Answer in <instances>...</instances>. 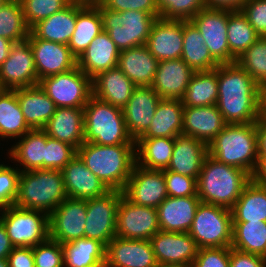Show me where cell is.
<instances>
[{"label": "cell", "instance_id": "cell-1", "mask_svg": "<svg viewBox=\"0 0 266 267\" xmlns=\"http://www.w3.org/2000/svg\"><path fill=\"white\" fill-rule=\"evenodd\" d=\"M216 106L227 124H249L261 116V86L236 62L217 67Z\"/></svg>", "mask_w": 266, "mask_h": 267}, {"label": "cell", "instance_id": "cell-2", "mask_svg": "<svg viewBox=\"0 0 266 267\" xmlns=\"http://www.w3.org/2000/svg\"><path fill=\"white\" fill-rule=\"evenodd\" d=\"M77 155L109 190L123 191L136 164V144L84 142L77 149Z\"/></svg>", "mask_w": 266, "mask_h": 267}, {"label": "cell", "instance_id": "cell-3", "mask_svg": "<svg viewBox=\"0 0 266 267\" xmlns=\"http://www.w3.org/2000/svg\"><path fill=\"white\" fill-rule=\"evenodd\" d=\"M251 176L244 170L207 155L197 179V195L202 203L232 209Z\"/></svg>", "mask_w": 266, "mask_h": 267}, {"label": "cell", "instance_id": "cell-4", "mask_svg": "<svg viewBox=\"0 0 266 267\" xmlns=\"http://www.w3.org/2000/svg\"><path fill=\"white\" fill-rule=\"evenodd\" d=\"M208 154L219 162L246 171L251 176L258 159L256 122L227 124L208 144Z\"/></svg>", "mask_w": 266, "mask_h": 267}, {"label": "cell", "instance_id": "cell-5", "mask_svg": "<svg viewBox=\"0 0 266 267\" xmlns=\"http://www.w3.org/2000/svg\"><path fill=\"white\" fill-rule=\"evenodd\" d=\"M67 197L61 170L21 171L14 206L49 215Z\"/></svg>", "mask_w": 266, "mask_h": 267}, {"label": "cell", "instance_id": "cell-6", "mask_svg": "<svg viewBox=\"0 0 266 267\" xmlns=\"http://www.w3.org/2000/svg\"><path fill=\"white\" fill-rule=\"evenodd\" d=\"M84 141L98 145L136 144L126 129L122 108L93 95L84 106Z\"/></svg>", "mask_w": 266, "mask_h": 267}, {"label": "cell", "instance_id": "cell-7", "mask_svg": "<svg viewBox=\"0 0 266 267\" xmlns=\"http://www.w3.org/2000/svg\"><path fill=\"white\" fill-rule=\"evenodd\" d=\"M94 5L100 10L103 31L109 34L120 51L146 44L152 24L157 19L154 15L138 10H109L100 2Z\"/></svg>", "mask_w": 266, "mask_h": 267}, {"label": "cell", "instance_id": "cell-8", "mask_svg": "<svg viewBox=\"0 0 266 267\" xmlns=\"http://www.w3.org/2000/svg\"><path fill=\"white\" fill-rule=\"evenodd\" d=\"M232 228L230 209L201 202L188 233L198 248L231 247Z\"/></svg>", "mask_w": 266, "mask_h": 267}, {"label": "cell", "instance_id": "cell-9", "mask_svg": "<svg viewBox=\"0 0 266 267\" xmlns=\"http://www.w3.org/2000/svg\"><path fill=\"white\" fill-rule=\"evenodd\" d=\"M0 212V222L14 247H35L50 237L48 214L14 205Z\"/></svg>", "mask_w": 266, "mask_h": 267}, {"label": "cell", "instance_id": "cell-10", "mask_svg": "<svg viewBox=\"0 0 266 267\" xmlns=\"http://www.w3.org/2000/svg\"><path fill=\"white\" fill-rule=\"evenodd\" d=\"M38 85L56 107H84L92 96V79L77 66L69 71L45 77Z\"/></svg>", "mask_w": 266, "mask_h": 267}, {"label": "cell", "instance_id": "cell-11", "mask_svg": "<svg viewBox=\"0 0 266 267\" xmlns=\"http://www.w3.org/2000/svg\"><path fill=\"white\" fill-rule=\"evenodd\" d=\"M121 197L122 191L109 190L102 196L86 199L84 237L108 245L116 236L117 209Z\"/></svg>", "mask_w": 266, "mask_h": 267}, {"label": "cell", "instance_id": "cell-12", "mask_svg": "<svg viewBox=\"0 0 266 267\" xmlns=\"http://www.w3.org/2000/svg\"><path fill=\"white\" fill-rule=\"evenodd\" d=\"M190 21L197 27L204 38V44L220 64L236 62L228 44V9L206 7Z\"/></svg>", "mask_w": 266, "mask_h": 267}, {"label": "cell", "instance_id": "cell-13", "mask_svg": "<svg viewBox=\"0 0 266 267\" xmlns=\"http://www.w3.org/2000/svg\"><path fill=\"white\" fill-rule=\"evenodd\" d=\"M159 230L157 208L134 204L122 193L117 209L116 236L150 240Z\"/></svg>", "mask_w": 266, "mask_h": 267}, {"label": "cell", "instance_id": "cell-14", "mask_svg": "<svg viewBox=\"0 0 266 267\" xmlns=\"http://www.w3.org/2000/svg\"><path fill=\"white\" fill-rule=\"evenodd\" d=\"M38 83L35 61L29 39L14 42L8 58L0 66L1 88L14 90L36 86Z\"/></svg>", "mask_w": 266, "mask_h": 267}, {"label": "cell", "instance_id": "cell-15", "mask_svg": "<svg viewBox=\"0 0 266 267\" xmlns=\"http://www.w3.org/2000/svg\"><path fill=\"white\" fill-rule=\"evenodd\" d=\"M150 242L159 266H191L199 249L188 232L159 230Z\"/></svg>", "mask_w": 266, "mask_h": 267}, {"label": "cell", "instance_id": "cell-16", "mask_svg": "<svg viewBox=\"0 0 266 267\" xmlns=\"http://www.w3.org/2000/svg\"><path fill=\"white\" fill-rule=\"evenodd\" d=\"M122 193L134 204L157 208L168 197L164 170H149L135 164Z\"/></svg>", "mask_w": 266, "mask_h": 267}, {"label": "cell", "instance_id": "cell-17", "mask_svg": "<svg viewBox=\"0 0 266 267\" xmlns=\"http://www.w3.org/2000/svg\"><path fill=\"white\" fill-rule=\"evenodd\" d=\"M86 199L67 197L49 214V236L63 244L84 237Z\"/></svg>", "mask_w": 266, "mask_h": 267}, {"label": "cell", "instance_id": "cell-18", "mask_svg": "<svg viewBox=\"0 0 266 267\" xmlns=\"http://www.w3.org/2000/svg\"><path fill=\"white\" fill-rule=\"evenodd\" d=\"M33 52L38 81L77 66V58L68 45L38 39L31 31L28 35Z\"/></svg>", "mask_w": 266, "mask_h": 267}, {"label": "cell", "instance_id": "cell-19", "mask_svg": "<svg viewBox=\"0 0 266 267\" xmlns=\"http://www.w3.org/2000/svg\"><path fill=\"white\" fill-rule=\"evenodd\" d=\"M104 267H159L150 240L115 236L106 246Z\"/></svg>", "mask_w": 266, "mask_h": 267}, {"label": "cell", "instance_id": "cell-20", "mask_svg": "<svg viewBox=\"0 0 266 267\" xmlns=\"http://www.w3.org/2000/svg\"><path fill=\"white\" fill-rule=\"evenodd\" d=\"M161 99L151 86L137 87L122 108L126 129L135 142L149 128Z\"/></svg>", "mask_w": 266, "mask_h": 267}, {"label": "cell", "instance_id": "cell-21", "mask_svg": "<svg viewBox=\"0 0 266 267\" xmlns=\"http://www.w3.org/2000/svg\"><path fill=\"white\" fill-rule=\"evenodd\" d=\"M183 34L184 20L157 18L145 45L158 61L179 59L184 45Z\"/></svg>", "mask_w": 266, "mask_h": 267}, {"label": "cell", "instance_id": "cell-22", "mask_svg": "<svg viewBox=\"0 0 266 267\" xmlns=\"http://www.w3.org/2000/svg\"><path fill=\"white\" fill-rule=\"evenodd\" d=\"M207 155L208 145L204 142L187 134H178L174 137L172 157L165 170L198 179Z\"/></svg>", "mask_w": 266, "mask_h": 267}, {"label": "cell", "instance_id": "cell-23", "mask_svg": "<svg viewBox=\"0 0 266 267\" xmlns=\"http://www.w3.org/2000/svg\"><path fill=\"white\" fill-rule=\"evenodd\" d=\"M194 73L181 58L161 60L151 87L162 99L181 100Z\"/></svg>", "mask_w": 266, "mask_h": 267}, {"label": "cell", "instance_id": "cell-24", "mask_svg": "<svg viewBox=\"0 0 266 267\" xmlns=\"http://www.w3.org/2000/svg\"><path fill=\"white\" fill-rule=\"evenodd\" d=\"M61 172L65 191L69 198L90 199L102 196L109 191L107 186L86 167L77 154Z\"/></svg>", "mask_w": 266, "mask_h": 267}, {"label": "cell", "instance_id": "cell-25", "mask_svg": "<svg viewBox=\"0 0 266 267\" xmlns=\"http://www.w3.org/2000/svg\"><path fill=\"white\" fill-rule=\"evenodd\" d=\"M87 5L80 0H72L65 8L39 21L30 31L42 40L68 45L75 30L77 14Z\"/></svg>", "mask_w": 266, "mask_h": 267}, {"label": "cell", "instance_id": "cell-26", "mask_svg": "<svg viewBox=\"0 0 266 267\" xmlns=\"http://www.w3.org/2000/svg\"><path fill=\"white\" fill-rule=\"evenodd\" d=\"M198 195L167 197L157 207L160 230L167 232H189L198 205Z\"/></svg>", "mask_w": 266, "mask_h": 267}, {"label": "cell", "instance_id": "cell-27", "mask_svg": "<svg viewBox=\"0 0 266 267\" xmlns=\"http://www.w3.org/2000/svg\"><path fill=\"white\" fill-rule=\"evenodd\" d=\"M42 130L51 138L73 146L84 141V107H59Z\"/></svg>", "mask_w": 266, "mask_h": 267}, {"label": "cell", "instance_id": "cell-28", "mask_svg": "<svg viewBox=\"0 0 266 267\" xmlns=\"http://www.w3.org/2000/svg\"><path fill=\"white\" fill-rule=\"evenodd\" d=\"M227 123L216 105L202 107L184 106L182 133L208 145Z\"/></svg>", "mask_w": 266, "mask_h": 267}, {"label": "cell", "instance_id": "cell-29", "mask_svg": "<svg viewBox=\"0 0 266 267\" xmlns=\"http://www.w3.org/2000/svg\"><path fill=\"white\" fill-rule=\"evenodd\" d=\"M119 55L120 50L109 34L102 31L77 59V67L92 79L102 71L117 67Z\"/></svg>", "mask_w": 266, "mask_h": 267}, {"label": "cell", "instance_id": "cell-30", "mask_svg": "<svg viewBox=\"0 0 266 267\" xmlns=\"http://www.w3.org/2000/svg\"><path fill=\"white\" fill-rule=\"evenodd\" d=\"M136 88L118 66L92 78V95L119 108L127 104Z\"/></svg>", "mask_w": 266, "mask_h": 267}, {"label": "cell", "instance_id": "cell-31", "mask_svg": "<svg viewBox=\"0 0 266 267\" xmlns=\"http://www.w3.org/2000/svg\"><path fill=\"white\" fill-rule=\"evenodd\" d=\"M159 61L146 45L120 51L118 67L137 86H151Z\"/></svg>", "mask_w": 266, "mask_h": 267}, {"label": "cell", "instance_id": "cell-32", "mask_svg": "<svg viewBox=\"0 0 266 267\" xmlns=\"http://www.w3.org/2000/svg\"><path fill=\"white\" fill-rule=\"evenodd\" d=\"M16 95L25 122L31 129H42L56 111V105L39 85L17 88Z\"/></svg>", "mask_w": 266, "mask_h": 267}, {"label": "cell", "instance_id": "cell-33", "mask_svg": "<svg viewBox=\"0 0 266 267\" xmlns=\"http://www.w3.org/2000/svg\"><path fill=\"white\" fill-rule=\"evenodd\" d=\"M8 150L9 159L20 163V171L45 169L46 133L42 129H31L19 138ZM17 161V162H16Z\"/></svg>", "mask_w": 266, "mask_h": 267}, {"label": "cell", "instance_id": "cell-34", "mask_svg": "<svg viewBox=\"0 0 266 267\" xmlns=\"http://www.w3.org/2000/svg\"><path fill=\"white\" fill-rule=\"evenodd\" d=\"M184 105L179 99H161L151 124L140 138L170 137L182 133Z\"/></svg>", "mask_w": 266, "mask_h": 267}, {"label": "cell", "instance_id": "cell-35", "mask_svg": "<svg viewBox=\"0 0 266 267\" xmlns=\"http://www.w3.org/2000/svg\"><path fill=\"white\" fill-rule=\"evenodd\" d=\"M64 267H104L106 246L98 240L79 238L63 243Z\"/></svg>", "mask_w": 266, "mask_h": 267}, {"label": "cell", "instance_id": "cell-36", "mask_svg": "<svg viewBox=\"0 0 266 267\" xmlns=\"http://www.w3.org/2000/svg\"><path fill=\"white\" fill-rule=\"evenodd\" d=\"M183 51L181 59L194 71H209L220 65L204 44V38L197 27L184 20Z\"/></svg>", "mask_w": 266, "mask_h": 267}, {"label": "cell", "instance_id": "cell-37", "mask_svg": "<svg viewBox=\"0 0 266 267\" xmlns=\"http://www.w3.org/2000/svg\"><path fill=\"white\" fill-rule=\"evenodd\" d=\"M231 211L233 222L266 221V185L250 180Z\"/></svg>", "mask_w": 266, "mask_h": 267}, {"label": "cell", "instance_id": "cell-38", "mask_svg": "<svg viewBox=\"0 0 266 267\" xmlns=\"http://www.w3.org/2000/svg\"><path fill=\"white\" fill-rule=\"evenodd\" d=\"M174 149V138H139L136 141V164L149 170L168 168Z\"/></svg>", "mask_w": 266, "mask_h": 267}, {"label": "cell", "instance_id": "cell-39", "mask_svg": "<svg viewBox=\"0 0 266 267\" xmlns=\"http://www.w3.org/2000/svg\"><path fill=\"white\" fill-rule=\"evenodd\" d=\"M102 31L100 10L94 4H87L77 14L75 30L68 43L72 54L78 59Z\"/></svg>", "mask_w": 266, "mask_h": 267}, {"label": "cell", "instance_id": "cell-40", "mask_svg": "<svg viewBox=\"0 0 266 267\" xmlns=\"http://www.w3.org/2000/svg\"><path fill=\"white\" fill-rule=\"evenodd\" d=\"M30 130L22 114L16 89H2L0 91V138L16 140Z\"/></svg>", "mask_w": 266, "mask_h": 267}, {"label": "cell", "instance_id": "cell-41", "mask_svg": "<svg viewBox=\"0 0 266 267\" xmlns=\"http://www.w3.org/2000/svg\"><path fill=\"white\" fill-rule=\"evenodd\" d=\"M218 100L217 67L209 71H195L181 101L184 106L216 105Z\"/></svg>", "mask_w": 266, "mask_h": 267}, {"label": "cell", "instance_id": "cell-42", "mask_svg": "<svg viewBox=\"0 0 266 267\" xmlns=\"http://www.w3.org/2000/svg\"><path fill=\"white\" fill-rule=\"evenodd\" d=\"M231 247L263 256L266 252V221L233 222Z\"/></svg>", "mask_w": 266, "mask_h": 267}, {"label": "cell", "instance_id": "cell-43", "mask_svg": "<svg viewBox=\"0 0 266 267\" xmlns=\"http://www.w3.org/2000/svg\"><path fill=\"white\" fill-rule=\"evenodd\" d=\"M227 35L230 54L235 59L260 38L240 9H228Z\"/></svg>", "mask_w": 266, "mask_h": 267}, {"label": "cell", "instance_id": "cell-44", "mask_svg": "<svg viewBox=\"0 0 266 267\" xmlns=\"http://www.w3.org/2000/svg\"><path fill=\"white\" fill-rule=\"evenodd\" d=\"M28 27L19 0H8L0 8V37L12 42H19L28 38Z\"/></svg>", "mask_w": 266, "mask_h": 267}, {"label": "cell", "instance_id": "cell-45", "mask_svg": "<svg viewBox=\"0 0 266 267\" xmlns=\"http://www.w3.org/2000/svg\"><path fill=\"white\" fill-rule=\"evenodd\" d=\"M236 63L262 86L266 82V37H260L236 59Z\"/></svg>", "mask_w": 266, "mask_h": 267}, {"label": "cell", "instance_id": "cell-46", "mask_svg": "<svg viewBox=\"0 0 266 267\" xmlns=\"http://www.w3.org/2000/svg\"><path fill=\"white\" fill-rule=\"evenodd\" d=\"M160 18L166 20H191L207 7L206 0H156Z\"/></svg>", "mask_w": 266, "mask_h": 267}, {"label": "cell", "instance_id": "cell-47", "mask_svg": "<svg viewBox=\"0 0 266 267\" xmlns=\"http://www.w3.org/2000/svg\"><path fill=\"white\" fill-rule=\"evenodd\" d=\"M25 21L31 29L39 21L65 8L72 0H19Z\"/></svg>", "mask_w": 266, "mask_h": 267}, {"label": "cell", "instance_id": "cell-48", "mask_svg": "<svg viewBox=\"0 0 266 267\" xmlns=\"http://www.w3.org/2000/svg\"><path fill=\"white\" fill-rule=\"evenodd\" d=\"M77 154V150L46 134L45 169L62 170Z\"/></svg>", "mask_w": 266, "mask_h": 267}, {"label": "cell", "instance_id": "cell-49", "mask_svg": "<svg viewBox=\"0 0 266 267\" xmlns=\"http://www.w3.org/2000/svg\"><path fill=\"white\" fill-rule=\"evenodd\" d=\"M35 267H64L62 244L50 237L33 247Z\"/></svg>", "mask_w": 266, "mask_h": 267}, {"label": "cell", "instance_id": "cell-50", "mask_svg": "<svg viewBox=\"0 0 266 267\" xmlns=\"http://www.w3.org/2000/svg\"><path fill=\"white\" fill-rule=\"evenodd\" d=\"M20 173L18 167L0 164V210L14 205Z\"/></svg>", "mask_w": 266, "mask_h": 267}, {"label": "cell", "instance_id": "cell-51", "mask_svg": "<svg viewBox=\"0 0 266 267\" xmlns=\"http://www.w3.org/2000/svg\"><path fill=\"white\" fill-rule=\"evenodd\" d=\"M169 197H188L197 195V179L173 171L164 170Z\"/></svg>", "mask_w": 266, "mask_h": 267}, {"label": "cell", "instance_id": "cell-52", "mask_svg": "<svg viewBox=\"0 0 266 267\" xmlns=\"http://www.w3.org/2000/svg\"><path fill=\"white\" fill-rule=\"evenodd\" d=\"M230 247L199 248L191 267H230Z\"/></svg>", "mask_w": 266, "mask_h": 267}, {"label": "cell", "instance_id": "cell-53", "mask_svg": "<svg viewBox=\"0 0 266 267\" xmlns=\"http://www.w3.org/2000/svg\"><path fill=\"white\" fill-rule=\"evenodd\" d=\"M240 10L260 37H266V0H244Z\"/></svg>", "mask_w": 266, "mask_h": 267}, {"label": "cell", "instance_id": "cell-54", "mask_svg": "<svg viewBox=\"0 0 266 267\" xmlns=\"http://www.w3.org/2000/svg\"><path fill=\"white\" fill-rule=\"evenodd\" d=\"M100 3L109 10L119 12L126 10L145 11L156 18H160L156 0H101Z\"/></svg>", "mask_w": 266, "mask_h": 267}, {"label": "cell", "instance_id": "cell-55", "mask_svg": "<svg viewBox=\"0 0 266 267\" xmlns=\"http://www.w3.org/2000/svg\"><path fill=\"white\" fill-rule=\"evenodd\" d=\"M230 267H266L263 256L230 247Z\"/></svg>", "mask_w": 266, "mask_h": 267}, {"label": "cell", "instance_id": "cell-56", "mask_svg": "<svg viewBox=\"0 0 266 267\" xmlns=\"http://www.w3.org/2000/svg\"><path fill=\"white\" fill-rule=\"evenodd\" d=\"M9 267H35L33 247H14L7 256Z\"/></svg>", "mask_w": 266, "mask_h": 267}, {"label": "cell", "instance_id": "cell-57", "mask_svg": "<svg viewBox=\"0 0 266 267\" xmlns=\"http://www.w3.org/2000/svg\"><path fill=\"white\" fill-rule=\"evenodd\" d=\"M251 180L266 185V155H258L256 167L251 174Z\"/></svg>", "mask_w": 266, "mask_h": 267}, {"label": "cell", "instance_id": "cell-58", "mask_svg": "<svg viewBox=\"0 0 266 267\" xmlns=\"http://www.w3.org/2000/svg\"><path fill=\"white\" fill-rule=\"evenodd\" d=\"M258 135V155H266V120L260 116L256 121Z\"/></svg>", "mask_w": 266, "mask_h": 267}, {"label": "cell", "instance_id": "cell-59", "mask_svg": "<svg viewBox=\"0 0 266 267\" xmlns=\"http://www.w3.org/2000/svg\"><path fill=\"white\" fill-rule=\"evenodd\" d=\"M244 0H206L208 8L239 10Z\"/></svg>", "mask_w": 266, "mask_h": 267}, {"label": "cell", "instance_id": "cell-60", "mask_svg": "<svg viewBox=\"0 0 266 267\" xmlns=\"http://www.w3.org/2000/svg\"><path fill=\"white\" fill-rule=\"evenodd\" d=\"M14 248L4 225L0 222V259L7 258Z\"/></svg>", "mask_w": 266, "mask_h": 267}, {"label": "cell", "instance_id": "cell-61", "mask_svg": "<svg viewBox=\"0 0 266 267\" xmlns=\"http://www.w3.org/2000/svg\"><path fill=\"white\" fill-rule=\"evenodd\" d=\"M13 43L10 40L0 37V66L8 58Z\"/></svg>", "mask_w": 266, "mask_h": 267}, {"label": "cell", "instance_id": "cell-62", "mask_svg": "<svg viewBox=\"0 0 266 267\" xmlns=\"http://www.w3.org/2000/svg\"><path fill=\"white\" fill-rule=\"evenodd\" d=\"M261 102H266V82L261 86Z\"/></svg>", "mask_w": 266, "mask_h": 267}, {"label": "cell", "instance_id": "cell-63", "mask_svg": "<svg viewBox=\"0 0 266 267\" xmlns=\"http://www.w3.org/2000/svg\"><path fill=\"white\" fill-rule=\"evenodd\" d=\"M261 116L266 120V102H261Z\"/></svg>", "mask_w": 266, "mask_h": 267}, {"label": "cell", "instance_id": "cell-64", "mask_svg": "<svg viewBox=\"0 0 266 267\" xmlns=\"http://www.w3.org/2000/svg\"><path fill=\"white\" fill-rule=\"evenodd\" d=\"M0 267H9L7 258L0 259Z\"/></svg>", "mask_w": 266, "mask_h": 267}, {"label": "cell", "instance_id": "cell-65", "mask_svg": "<svg viewBox=\"0 0 266 267\" xmlns=\"http://www.w3.org/2000/svg\"><path fill=\"white\" fill-rule=\"evenodd\" d=\"M101 0H87V4L99 3Z\"/></svg>", "mask_w": 266, "mask_h": 267}, {"label": "cell", "instance_id": "cell-66", "mask_svg": "<svg viewBox=\"0 0 266 267\" xmlns=\"http://www.w3.org/2000/svg\"><path fill=\"white\" fill-rule=\"evenodd\" d=\"M7 1H8V0H0V8H1L4 4H6Z\"/></svg>", "mask_w": 266, "mask_h": 267}, {"label": "cell", "instance_id": "cell-67", "mask_svg": "<svg viewBox=\"0 0 266 267\" xmlns=\"http://www.w3.org/2000/svg\"><path fill=\"white\" fill-rule=\"evenodd\" d=\"M159 267H191V266H159Z\"/></svg>", "mask_w": 266, "mask_h": 267}, {"label": "cell", "instance_id": "cell-68", "mask_svg": "<svg viewBox=\"0 0 266 267\" xmlns=\"http://www.w3.org/2000/svg\"><path fill=\"white\" fill-rule=\"evenodd\" d=\"M263 258L266 260V252H265V254L263 255Z\"/></svg>", "mask_w": 266, "mask_h": 267}]
</instances>
